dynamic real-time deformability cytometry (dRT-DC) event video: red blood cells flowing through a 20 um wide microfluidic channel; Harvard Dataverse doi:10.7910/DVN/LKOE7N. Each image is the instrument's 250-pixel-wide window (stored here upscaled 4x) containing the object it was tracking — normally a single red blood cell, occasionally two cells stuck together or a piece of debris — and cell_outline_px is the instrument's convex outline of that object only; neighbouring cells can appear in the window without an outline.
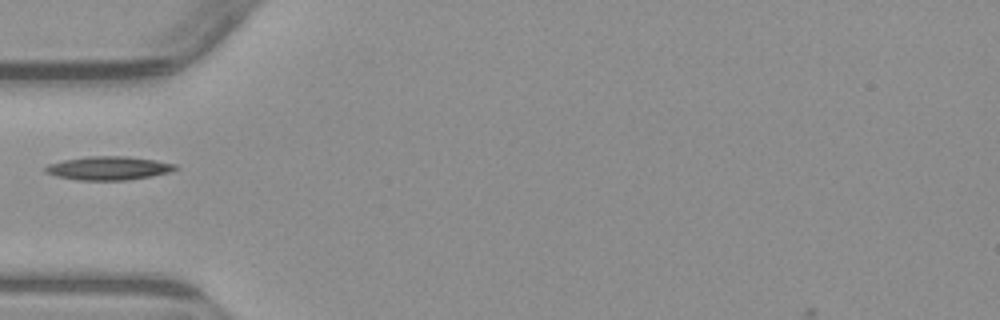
{"species": "common noctule bat (a hibernating species)", "species_latin": "Nyctalus noctula", "temperature_condition": "warm", "stored_images_in_passage": 3, "camera_frame_rate_fps": 3000, "um_per_image_px": 0.085, "animal": {"sex": "male", "body_mass_g": 23.1, "forearm_length_mm": 52.7}, "frame": {"image": 1, "passage_image": 1, "time_ms": 0.0, "image_size_px": [1000, 320], "cell_outline_px": [[180, 168], [168, 172], [152, 176], [128, 180], [80, 180], [56, 176], [44, 172], [44, 168], [48, 164], [64, 160], [88, 156], [128, 156], [156, 160], [176, 164]], "centroid_in_image_um": [9.24, 14.29], "position_along_channel_um": 75.8, "area_um2": 17.92}}
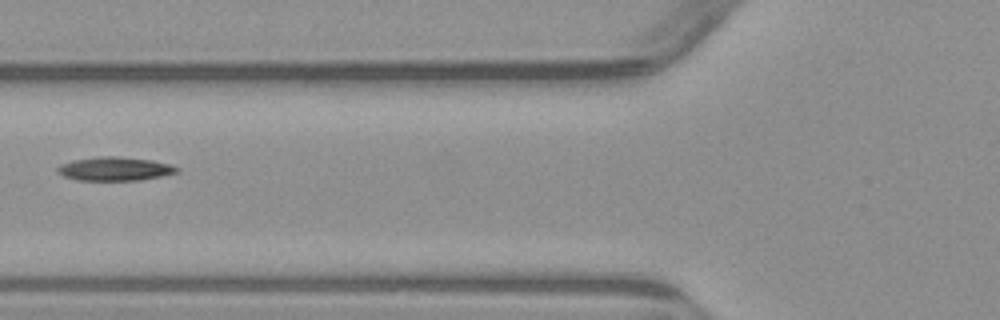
{"frame": {"image": 2, "passage_image": 2, "time_ms": 1.0, "image_size_px": [1000, 320], "cell_outline_px": [[180, 172], [140, 180], [76, 180], [64, 176], [56, 172], [56, 168], [60, 164], [72, 160], [100, 156], [116, 156], [152, 160], [168, 164], [180, 168]], "centroid_in_image_um": [9.73, 14.35], "position_along_channel_um": 116.1, "area_um2": 16.53}}
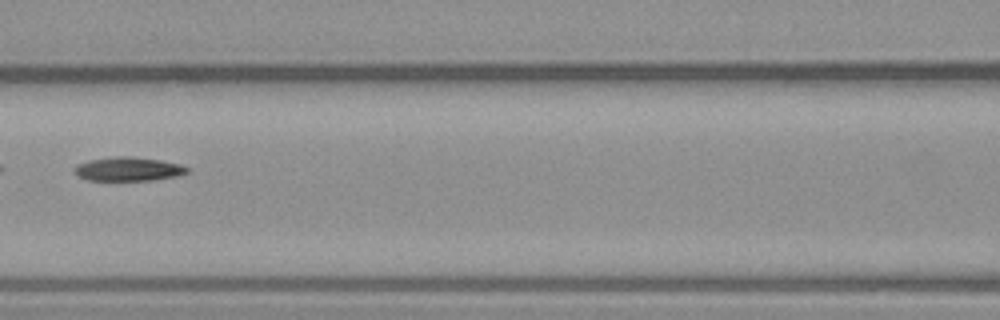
{"frame": {"image": 3, "passage_image": 3, "time_ms": 2.0, "image_size_px": [1000, 320], "cell_outline_px": [[188, 172], [176, 176], [152, 180], [88, 180], [76, 176], [72, 168], [76, 164], [88, 160], [112, 156], [132, 156], [160, 160], [180, 164], [188, 168]], "centroid_in_image_um": [10.83, 14.36], "position_along_channel_um": 155.8, "area_um2": 15.84}}